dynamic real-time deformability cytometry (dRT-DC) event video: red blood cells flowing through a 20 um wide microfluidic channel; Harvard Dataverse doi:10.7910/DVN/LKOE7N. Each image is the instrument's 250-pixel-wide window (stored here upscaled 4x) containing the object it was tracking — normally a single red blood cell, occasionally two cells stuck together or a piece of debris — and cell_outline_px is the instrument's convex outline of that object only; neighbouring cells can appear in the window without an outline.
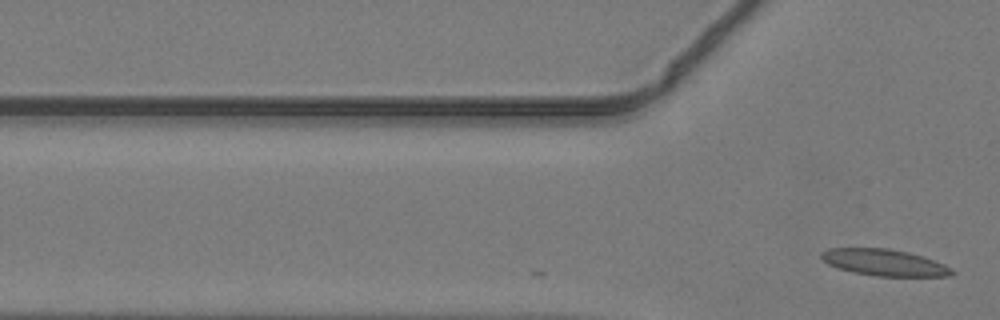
{"species": "common noctule bat (a hibernating species)", "species_latin": "Nyctalus noctula", "temperature_condition": "warm", "stored_images_in_passage": 7, "camera_frame_rate_fps": 3000, "um_per_image_px": 0.085, "animal": {"sex": "male", "body_mass_g": 19.2, "forearm_length_mm": 51.8}, "frame": {"image": 1, "passage_image": 7, "time_ms": 2.0, "image_size_px": [1000, 320], "cell_outline_px": [[956, 272], [952, 276], [876, 276], [852, 272], [828, 264], [820, 256], [820, 252], [828, 248], [888, 248], [908, 252], [924, 256], [944, 264], [952, 268]], "centroid_in_image_um": [75.2, 22.31], "position_along_channel_um": 50.6, "area_um2": 20.29}}